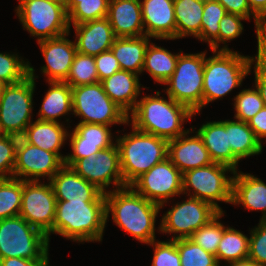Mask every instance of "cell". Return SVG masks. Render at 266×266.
<instances>
[{
	"label": "cell",
	"mask_w": 266,
	"mask_h": 266,
	"mask_svg": "<svg viewBox=\"0 0 266 266\" xmlns=\"http://www.w3.org/2000/svg\"><path fill=\"white\" fill-rule=\"evenodd\" d=\"M189 132L191 131L188 130L178 138L168 141V158L182 174L213 163L198 133L188 137Z\"/></svg>",
	"instance_id": "ffe728a7"
},
{
	"label": "cell",
	"mask_w": 266,
	"mask_h": 266,
	"mask_svg": "<svg viewBox=\"0 0 266 266\" xmlns=\"http://www.w3.org/2000/svg\"><path fill=\"white\" fill-rule=\"evenodd\" d=\"M251 11L266 23V0H247Z\"/></svg>",
	"instance_id": "f5cc1de1"
},
{
	"label": "cell",
	"mask_w": 266,
	"mask_h": 266,
	"mask_svg": "<svg viewBox=\"0 0 266 266\" xmlns=\"http://www.w3.org/2000/svg\"><path fill=\"white\" fill-rule=\"evenodd\" d=\"M255 87L259 90L261 98L266 108V68L254 59Z\"/></svg>",
	"instance_id": "681fc988"
},
{
	"label": "cell",
	"mask_w": 266,
	"mask_h": 266,
	"mask_svg": "<svg viewBox=\"0 0 266 266\" xmlns=\"http://www.w3.org/2000/svg\"><path fill=\"white\" fill-rule=\"evenodd\" d=\"M76 32V50L96 56L111 49L116 39L107 17L73 25Z\"/></svg>",
	"instance_id": "7402d4cb"
},
{
	"label": "cell",
	"mask_w": 266,
	"mask_h": 266,
	"mask_svg": "<svg viewBox=\"0 0 266 266\" xmlns=\"http://www.w3.org/2000/svg\"><path fill=\"white\" fill-rule=\"evenodd\" d=\"M149 45V37H116L111 51L118 60L121 70L140 75L144 64L145 53Z\"/></svg>",
	"instance_id": "83f0119b"
},
{
	"label": "cell",
	"mask_w": 266,
	"mask_h": 266,
	"mask_svg": "<svg viewBox=\"0 0 266 266\" xmlns=\"http://www.w3.org/2000/svg\"><path fill=\"white\" fill-rule=\"evenodd\" d=\"M17 142V136L0 135V180L13 178Z\"/></svg>",
	"instance_id": "b9f144b4"
},
{
	"label": "cell",
	"mask_w": 266,
	"mask_h": 266,
	"mask_svg": "<svg viewBox=\"0 0 266 266\" xmlns=\"http://www.w3.org/2000/svg\"><path fill=\"white\" fill-rule=\"evenodd\" d=\"M247 123L255 133L257 139L262 143L261 140L266 138V108L263 107Z\"/></svg>",
	"instance_id": "c3c4849f"
},
{
	"label": "cell",
	"mask_w": 266,
	"mask_h": 266,
	"mask_svg": "<svg viewBox=\"0 0 266 266\" xmlns=\"http://www.w3.org/2000/svg\"><path fill=\"white\" fill-rule=\"evenodd\" d=\"M95 65L98 73L99 82L112 76L115 72L120 71L118 60L111 50L94 56Z\"/></svg>",
	"instance_id": "bcb514c9"
},
{
	"label": "cell",
	"mask_w": 266,
	"mask_h": 266,
	"mask_svg": "<svg viewBox=\"0 0 266 266\" xmlns=\"http://www.w3.org/2000/svg\"><path fill=\"white\" fill-rule=\"evenodd\" d=\"M5 86H6V84L2 80H0V95L2 94Z\"/></svg>",
	"instance_id": "11a10c76"
},
{
	"label": "cell",
	"mask_w": 266,
	"mask_h": 266,
	"mask_svg": "<svg viewBox=\"0 0 266 266\" xmlns=\"http://www.w3.org/2000/svg\"><path fill=\"white\" fill-rule=\"evenodd\" d=\"M219 213L220 211L212 204L189 197L167 211L162 217L159 229L162 233H180L171 240L190 238L195 231L208 224Z\"/></svg>",
	"instance_id": "7c38bea8"
},
{
	"label": "cell",
	"mask_w": 266,
	"mask_h": 266,
	"mask_svg": "<svg viewBox=\"0 0 266 266\" xmlns=\"http://www.w3.org/2000/svg\"><path fill=\"white\" fill-rule=\"evenodd\" d=\"M141 0H109L107 19L116 37L145 35Z\"/></svg>",
	"instance_id": "44dd1931"
},
{
	"label": "cell",
	"mask_w": 266,
	"mask_h": 266,
	"mask_svg": "<svg viewBox=\"0 0 266 266\" xmlns=\"http://www.w3.org/2000/svg\"><path fill=\"white\" fill-rule=\"evenodd\" d=\"M71 167L78 175L95 185L103 193H106V187H109L112 182L117 189L125 187L116 143L87 158L78 159Z\"/></svg>",
	"instance_id": "9a60e30c"
},
{
	"label": "cell",
	"mask_w": 266,
	"mask_h": 266,
	"mask_svg": "<svg viewBox=\"0 0 266 266\" xmlns=\"http://www.w3.org/2000/svg\"><path fill=\"white\" fill-rule=\"evenodd\" d=\"M35 70L29 64V76L8 84L0 95V133L21 137L31 121L35 89Z\"/></svg>",
	"instance_id": "52a82bcc"
},
{
	"label": "cell",
	"mask_w": 266,
	"mask_h": 266,
	"mask_svg": "<svg viewBox=\"0 0 266 266\" xmlns=\"http://www.w3.org/2000/svg\"><path fill=\"white\" fill-rule=\"evenodd\" d=\"M227 171L235 172L230 166L216 162L188 170L182 174V191L187 194L191 187L194 194L190 197L206 201L223 212L217 201L232 203L233 177L226 176Z\"/></svg>",
	"instance_id": "8fae6325"
},
{
	"label": "cell",
	"mask_w": 266,
	"mask_h": 266,
	"mask_svg": "<svg viewBox=\"0 0 266 266\" xmlns=\"http://www.w3.org/2000/svg\"><path fill=\"white\" fill-rule=\"evenodd\" d=\"M222 216L223 212H220L208 224L200 227L190 237L198 246L213 255H216L224 230L227 228L219 222Z\"/></svg>",
	"instance_id": "f35d334b"
},
{
	"label": "cell",
	"mask_w": 266,
	"mask_h": 266,
	"mask_svg": "<svg viewBox=\"0 0 266 266\" xmlns=\"http://www.w3.org/2000/svg\"><path fill=\"white\" fill-rule=\"evenodd\" d=\"M159 96L160 92L157 91L152 97L144 96L138 100L135 109L128 116L132 120L131 126L167 141L176 139L188 132L181 126L196 113L169 96L168 100Z\"/></svg>",
	"instance_id": "3957f363"
},
{
	"label": "cell",
	"mask_w": 266,
	"mask_h": 266,
	"mask_svg": "<svg viewBox=\"0 0 266 266\" xmlns=\"http://www.w3.org/2000/svg\"><path fill=\"white\" fill-rule=\"evenodd\" d=\"M49 260H29L25 258L0 259V266H44Z\"/></svg>",
	"instance_id": "816d5d0a"
},
{
	"label": "cell",
	"mask_w": 266,
	"mask_h": 266,
	"mask_svg": "<svg viewBox=\"0 0 266 266\" xmlns=\"http://www.w3.org/2000/svg\"><path fill=\"white\" fill-rule=\"evenodd\" d=\"M73 114L82 118L79 123L112 126L128 124L129 115L105 93L101 82L72 87Z\"/></svg>",
	"instance_id": "30bf717a"
},
{
	"label": "cell",
	"mask_w": 266,
	"mask_h": 266,
	"mask_svg": "<svg viewBox=\"0 0 266 266\" xmlns=\"http://www.w3.org/2000/svg\"><path fill=\"white\" fill-rule=\"evenodd\" d=\"M228 266H260L256 262H253L250 259L230 262Z\"/></svg>",
	"instance_id": "db71d44e"
},
{
	"label": "cell",
	"mask_w": 266,
	"mask_h": 266,
	"mask_svg": "<svg viewBox=\"0 0 266 266\" xmlns=\"http://www.w3.org/2000/svg\"><path fill=\"white\" fill-rule=\"evenodd\" d=\"M242 204L248 210H261L260 220L266 221V184L259 178L242 172L233 173L232 203Z\"/></svg>",
	"instance_id": "d4e9b609"
},
{
	"label": "cell",
	"mask_w": 266,
	"mask_h": 266,
	"mask_svg": "<svg viewBox=\"0 0 266 266\" xmlns=\"http://www.w3.org/2000/svg\"><path fill=\"white\" fill-rule=\"evenodd\" d=\"M249 255V238L235 230L227 227L224 230L221 241L216 252V259L220 265V261L224 260L228 263L248 259Z\"/></svg>",
	"instance_id": "d6a6232c"
},
{
	"label": "cell",
	"mask_w": 266,
	"mask_h": 266,
	"mask_svg": "<svg viewBox=\"0 0 266 266\" xmlns=\"http://www.w3.org/2000/svg\"><path fill=\"white\" fill-rule=\"evenodd\" d=\"M226 13L225 8L217 0H204L201 33L197 38L208 42L212 51L218 49L219 22Z\"/></svg>",
	"instance_id": "e575fe53"
},
{
	"label": "cell",
	"mask_w": 266,
	"mask_h": 266,
	"mask_svg": "<svg viewBox=\"0 0 266 266\" xmlns=\"http://www.w3.org/2000/svg\"><path fill=\"white\" fill-rule=\"evenodd\" d=\"M50 1H54V2H57V3L64 4V5L66 3V0H50Z\"/></svg>",
	"instance_id": "9f6ffc18"
},
{
	"label": "cell",
	"mask_w": 266,
	"mask_h": 266,
	"mask_svg": "<svg viewBox=\"0 0 266 266\" xmlns=\"http://www.w3.org/2000/svg\"><path fill=\"white\" fill-rule=\"evenodd\" d=\"M16 11L23 28L38 37L37 41L70 32L64 4L50 0H19Z\"/></svg>",
	"instance_id": "9c48e42d"
},
{
	"label": "cell",
	"mask_w": 266,
	"mask_h": 266,
	"mask_svg": "<svg viewBox=\"0 0 266 266\" xmlns=\"http://www.w3.org/2000/svg\"><path fill=\"white\" fill-rule=\"evenodd\" d=\"M226 10L227 13L239 14L250 19L253 15L256 29L259 28L263 22L251 11L247 0H217Z\"/></svg>",
	"instance_id": "7dc6e473"
},
{
	"label": "cell",
	"mask_w": 266,
	"mask_h": 266,
	"mask_svg": "<svg viewBox=\"0 0 266 266\" xmlns=\"http://www.w3.org/2000/svg\"><path fill=\"white\" fill-rule=\"evenodd\" d=\"M109 0H66L65 9L71 26L107 17Z\"/></svg>",
	"instance_id": "836d02e7"
},
{
	"label": "cell",
	"mask_w": 266,
	"mask_h": 266,
	"mask_svg": "<svg viewBox=\"0 0 266 266\" xmlns=\"http://www.w3.org/2000/svg\"><path fill=\"white\" fill-rule=\"evenodd\" d=\"M38 113L40 121L58 122L57 118L73 111L72 87L66 82L50 81Z\"/></svg>",
	"instance_id": "f1b7e54d"
},
{
	"label": "cell",
	"mask_w": 266,
	"mask_h": 266,
	"mask_svg": "<svg viewBox=\"0 0 266 266\" xmlns=\"http://www.w3.org/2000/svg\"><path fill=\"white\" fill-rule=\"evenodd\" d=\"M22 179L0 180V220L20 214Z\"/></svg>",
	"instance_id": "d590c367"
},
{
	"label": "cell",
	"mask_w": 266,
	"mask_h": 266,
	"mask_svg": "<svg viewBox=\"0 0 266 266\" xmlns=\"http://www.w3.org/2000/svg\"><path fill=\"white\" fill-rule=\"evenodd\" d=\"M247 18L239 14L226 13L219 22L218 49L219 42L224 43L238 37L243 30L242 20Z\"/></svg>",
	"instance_id": "f6af8a7d"
},
{
	"label": "cell",
	"mask_w": 266,
	"mask_h": 266,
	"mask_svg": "<svg viewBox=\"0 0 266 266\" xmlns=\"http://www.w3.org/2000/svg\"><path fill=\"white\" fill-rule=\"evenodd\" d=\"M225 128L229 131V144L232 153L241 160L262 152V143L257 139L248 123L225 120Z\"/></svg>",
	"instance_id": "4dcf8cb0"
},
{
	"label": "cell",
	"mask_w": 266,
	"mask_h": 266,
	"mask_svg": "<svg viewBox=\"0 0 266 266\" xmlns=\"http://www.w3.org/2000/svg\"><path fill=\"white\" fill-rule=\"evenodd\" d=\"M116 139L123 181L130 186L154 165L168 157V141L137 130Z\"/></svg>",
	"instance_id": "5b68a950"
},
{
	"label": "cell",
	"mask_w": 266,
	"mask_h": 266,
	"mask_svg": "<svg viewBox=\"0 0 266 266\" xmlns=\"http://www.w3.org/2000/svg\"><path fill=\"white\" fill-rule=\"evenodd\" d=\"M140 3L145 35L157 39H176L174 0H143Z\"/></svg>",
	"instance_id": "d6986e66"
},
{
	"label": "cell",
	"mask_w": 266,
	"mask_h": 266,
	"mask_svg": "<svg viewBox=\"0 0 266 266\" xmlns=\"http://www.w3.org/2000/svg\"><path fill=\"white\" fill-rule=\"evenodd\" d=\"M56 197L51 183L22 180V201L20 216L30 225L45 233L49 239L53 233L56 211Z\"/></svg>",
	"instance_id": "4fadbf2b"
},
{
	"label": "cell",
	"mask_w": 266,
	"mask_h": 266,
	"mask_svg": "<svg viewBox=\"0 0 266 266\" xmlns=\"http://www.w3.org/2000/svg\"><path fill=\"white\" fill-rule=\"evenodd\" d=\"M181 266H219L216 256L205 251L190 238L176 240Z\"/></svg>",
	"instance_id": "74e56055"
},
{
	"label": "cell",
	"mask_w": 266,
	"mask_h": 266,
	"mask_svg": "<svg viewBox=\"0 0 266 266\" xmlns=\"http://www.w3.org/2000/svg\"><path fill=\"white\" fill-rule=\"evenodd\" d=\"M110 126L94 123H78L70 136L73 154L66 155L64 165L71 167L78 159L87 158L100 150L110 148L112 141Z\"/></svg>",
	"instance_id": "e0dca14e"
},
{
	"label": "cell",
	"mask_w": 266,
	"mask_h": 266,
	"mask_svg": "<svg viewBox=\"0 0 266 266\" xmlns=\"http://www.w3.org/2000/svg\"><path fill=\"white\" fill-rule=\"evenodd\" d=\"M234 118L243 122H248L263 107L264 103L257 88L244 89L234 98Z\"/></svg>",
	"instance_id": "ab89813d"
},
{
	"label": "cell",
	"mask_w": 266,
	"mask_h": 266,
	"mask_svg": "<svg viewBox=\"0 0 266 266\" xmlns=\"http://www.w3.org/2000/svg\"><path fill=\"white\" fill-rule=\"evenodd\" d=\"M130 187L162 208L169 198L183 194L182 173L167 157L137 178Z\"/></svg>",
	"instance_id": "5bb4252c"
},
{
	"label": "cell",
	"mask_w": 266,
	"mask_h": 266,
	"mask_svg": "<svg viewBox=\"0 0 266 266\" xmlns=\"http://www.w3.org/2000/svg\"><path fill=\"white\" fill-rule=\"evenodd\" d=\"M106 220L112 212L113 222L142 243L155 240V219L160 205L147 200L126 186L105 193Z\"/></svg>",
	"instance_id": "6da1fadb"
},
{
	"label": "cell",
	"mask_w": 266,
	"mask_h": 266,
	"mask_svg": "<svg viewBox=\"0 0 266 266\" xmlns=\"http://www.w3.org/2000/svg\"><path fill=\"white\" fill-rule=\"evenodd\" d=\"M19 58L17 54L0 53V80L6 85L19 83L29 76V62Z\"/></svg>",
	"instance_id": "60d3db41"
},
{
	"label": "cell",
	"mask_w": 266,
	"mask_h": 266,
	"mask_svg": "<svg viewBox=\"0 0 266 266\" xmlns=\"http://www.w3.org/2000/svg\"><path fill=\"white\" fill-rule=\"evenodd\" d=\"M212 52L215 55L209 58L205 52L202 107L239 87L255 62L254 57L233 52L227 45Z\"/></svg>",
	"instance_id": "277c9868"
},
{
	"label": "cell",
	"mask_w": 266,
	"mask_h": 266,
	"mask_svg": "<svg viewBox=\"0 0 266 266\" xmlns=\"http://www.w3.org/2000/svg\"><path fill=\"white\" fill-rule=\"evenodd\" d=\"M49 240L20 215L0 220V259L49 260Z\"/></svg>",
	"instance_id": "8992f818"
},
{
	"label": "cell",
	"mask_w": 266,
	"mask_h": 266,
	"mask_svg": "<svg viewBox=\"0 0 266 266\" xmlns=\"http://www.w3.org/2000/svg\"><path fill=\"white\" fill-rule=\"evenodd\" d=\"M64 34L59 37L38 41L46 65L41 68L42 73L48 76V82H64L70 71L75 54V42L67 39Z\"/></svg>",
	"instance_id": "ac0fdd59"
},
{
	"label": "cell",
	"mask_w": 266,
	"mask_h": 266,
	"mask_svg": "<svg viewBox=\"0 0 266 266\" xmlns=\"http://www.w3.org/2000/svg\"><path fill=\"white\" fill-rule=\"evenodd\" d=\"M68 137V132L60 122L40 121L31 122L21 138L28 144H32L46 151L56 153L63 161L59 150Z\"/></svg>",
	"instance_id": "4316f807"
},
{
	"label": "cell",
	"mask_w": 266,
	"mask_h": 266,
	"mask_svg": "<svg viewBox=\"0 0 266 266\" xmlns=\"http://www.w3.org/2000/svg\"><path fill=\"white\" fill-rule=\"evenodd\" d=\"M56 200L95 201L103 192L64 165L50 180Z\"/></svg>",
	"instance_id": "603a6c76"
},
{
	"label": "cell",
	"mask_w": 266,
	"mask_h": 266,
	"mask_svg": "<svg viewBox=\"0 0 266 266\" xmlns=\"http://www.w3.org/2000/svg\"><path fill=\"white\" fill-rule=\"evenodd\" d=\"M250 234L248 259L260 266H266V221L260 220Z\"/></svg>",
	"instance_id": "ee69618b"
},
{
	"label": "cell",
	"mask_w": 266,
	"mask_h": 266,
	"mask_svg": "<svg viewBox=\"0 0 266 266\" xmlns=\"http://www.w3.org/2000/svg\"><path fill=\"white\" fill-rule=\"evenodd\" d=\"M197 133L213 162L225 164L233 170H237L240 160L232 153L229 144V131L225 128V121L207 122L199 128Z\"/></svg>",
	"instance_id": "cb8c5ba5"
},
{
	"label": "cell",
	"mask_w": 266,
	"mask_h": 266,
	"mask_svg": "<svg viewBox=\"0 0 266 266\" xmlns=\"http://www.w3.org/2000/svg\"><path fill=\"white\" fill-rule=\"evenodd\" d=\"M138 75L120 70L100 81L105 93L128 115L135 109L138 102L136 99L141 92Z\"/></svg>",
	"instance_id": "484cf974"
},
{
	"label": "cell",
	"mask_w": 266,
	"mask_h": 266,
	"mask_svg": "<svg viewBox=\"0 0 266 266\" xmlns=\"http://www.w3.org/2000/svg\"><path fill=\"white\" fill-rule=\"evenodd\" d=\"M106 222L105 193L95 201L57 200L53 234L78 242L101 241Z\"/></svg>",
	"instance_id": "7a4b0ae2"
},
{
	"label": "cell",
	"mask_w": 266,
	"mask_h": 266,
	"mask_svg": "<svg viewBox=\"0 0 266 266\" xmlns=\"http://www.w3.org/2000/svg\"><path fill=\"white\" fill-rule=\"evenodd\" d=\"M204 63L205 52H180L172 76L164 83L169 85L167 96L198 114L202 109Z\"/></svg>",
	"instance_id": "ba28073f"
},
{
	"label": "cell",
	"mask_w": 266,
	"mask_h": 266,
	"mask_svg": "<svg viewBox=\"0 0 266 266\" xmlns=\"http://www.w3.org/2000/svg\"><path fill=\"white\" fill-rule=\"evenodd\" d=\"M152 241L149 245H155L154 257L151 266H181L180 255L176 246V240Z\"/></svg>",
	"instance_id": "7bdbcfd3"
},
{
	"label": "cell",
	"mask_w": 266,
	"mask_h": 266,
	"mask_svg": "<svg viewBox=\"0 0 266 266\" xmlns=\"http://www.w3.org/2000/svg\"><path fill=\"white\" fill-rule=\"evenodd\" d=\"M203 9L204 0H174L176 39L200 35Z\"/></svg>",
	"instance_id": "f546056e"
},
{
	"label": "cell",
	"mask_w": 266,
	"mask_h": 266,
	"mask_svg": "<svg viewBox=\"0 0 266 266\" xmlns=\"http://www.w3.org/2000/svg\"><path fill=\"white\" fill-rule=\"evenodd\" d=\"M258 40V51L255 59L266 68V23H263L256 29Z\"/></svg>",
	"instance_id": "f907efd6"
},
{
	"label": "cell",
	"mask_w": 266,
	"mask_h": 266,
	"mask_svg": "<svg viewBox=\"0 0 266 266\" xmlns=\"http://www.w3.org/2000/svg\"><path fill=\"white\" fill-rule=\"evenodd\" d=\"M63 166L64 161L56 153L28 144L18 137L13 178L39 181V177L48 176L50 180Z\"/></svg>",
	"instance_id": "2e32d148"
},
{
	"label": "cell",
	"mask_w": 266,
	"mask_h": 266,
	"mask_svg": "<svg viewBox=\"0 0 266 266\" xmlns=\"http://www.w3.org/2000/svg\"><path fill=\"white\" fill-rule=\"evenodd\" d=\"M64 82L71 87L99 82L94 56L77 52Z\"/></svg>",
	"instance_id": "8d00e7d4"
},
{
	"label": "cell",
	"mask_w": 266,
	"mask_h": 266,
	"mask_svg": "<svg viewBox=\"0 0 266 266\" xmlns=\"http://www.w3.org/2000/svg\"><path fill=\"white\" fill-rule=\"evenodd\" d=\"M178 57L179 54L151 43L145 53L142 72L146 70L155 82L164 84L172 76Z\"/></svg>",
	"instance_id": "1f68e13d"
}]
</instances>
